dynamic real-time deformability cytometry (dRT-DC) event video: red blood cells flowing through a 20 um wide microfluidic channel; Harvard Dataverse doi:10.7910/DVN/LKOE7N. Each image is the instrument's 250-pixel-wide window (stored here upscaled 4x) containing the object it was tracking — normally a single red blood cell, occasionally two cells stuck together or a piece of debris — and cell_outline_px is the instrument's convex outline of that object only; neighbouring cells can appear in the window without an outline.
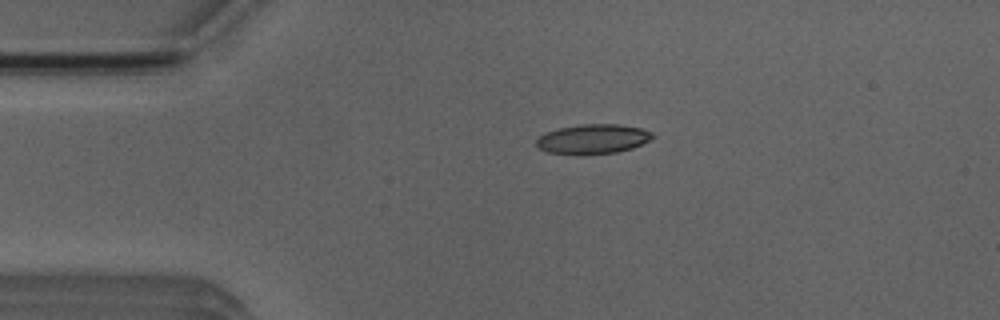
{"species": "Egyptian fruit bat (a non-hibernating species)", "species_latin": "Rousettus aegyptiacus", "temperature_condition": "room temperature", "stored_images_in_passage": 44, "camera_frame_rate_fps": 3000, "um_per_image_px": 0.085, "animal": {"sex": "male"}, "frame": {"image": 1, "passage_image": 3, "time_ms": 0.667, "image_size_px": [1000, 320], "cell_outline_px": [[656, 136], [652, 140], [632, 148], [616, 152], [548, 152], [540, 148], [536, 144], [536, 140], [540, 136], [548, 132], [560, 128], [580, 124], [620, 124], [640, 128], [652, 132]], "centroid_in_image_um": [50.49, 11.77], "position_along_channel_um": 34.5, "area_um2": 19.31}}
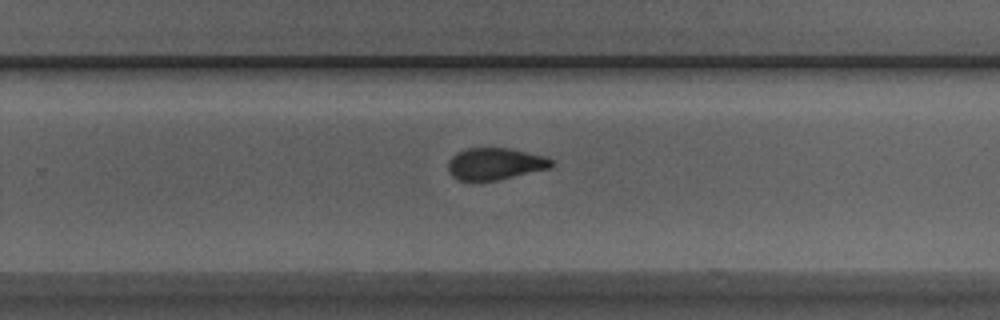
{"frame": {"image": 2, "passage_image": 25, "time_ms": 8.0, "image_size_px": [1000, 320], "cell_outline_px": [[552, 164], [548, 168], [496, 180], [472, 184], [456, 180], [448, 172], [448, 160], [456, 152], [464, 148], [512, 148], [548, 156], [552, 160]], "centroid_in_image_um": [42.0, 13.94], "position_along_channel_um": 287.8, "area_um2": 19.83}}
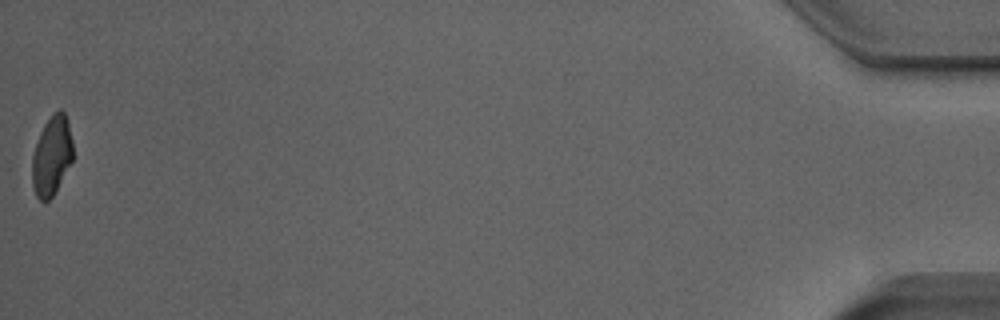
{"frame": {"image": 3, "passage_image": 44, "time_ms": 14.333, "image_size_px": [1000, 320], "cell_outline_px": [[72, 160], [52, 196], [48, 200], [40, 200], [36, 196], [32, 184], [32, 156], [40, 132], [44, 124], [60, 108], [64, 112], [68, 124], [72, 140]], "centroid_in_image_um": [4.38, 13.24], "position_along_channel_um": 430.8, "area_um2": 18.38}, "authors_computed_cell_mechanics": {"area_um2": 19.8254, "velocity_mm_per_s": 3.9296, "shape_relaxation_time_tau1_ms": 7.2361, "shape_relaxation_time_tau2_ms": 2.4836, "deformation_change_tau1": 0.1848, "deformation_change_tau2": 0.0918}}